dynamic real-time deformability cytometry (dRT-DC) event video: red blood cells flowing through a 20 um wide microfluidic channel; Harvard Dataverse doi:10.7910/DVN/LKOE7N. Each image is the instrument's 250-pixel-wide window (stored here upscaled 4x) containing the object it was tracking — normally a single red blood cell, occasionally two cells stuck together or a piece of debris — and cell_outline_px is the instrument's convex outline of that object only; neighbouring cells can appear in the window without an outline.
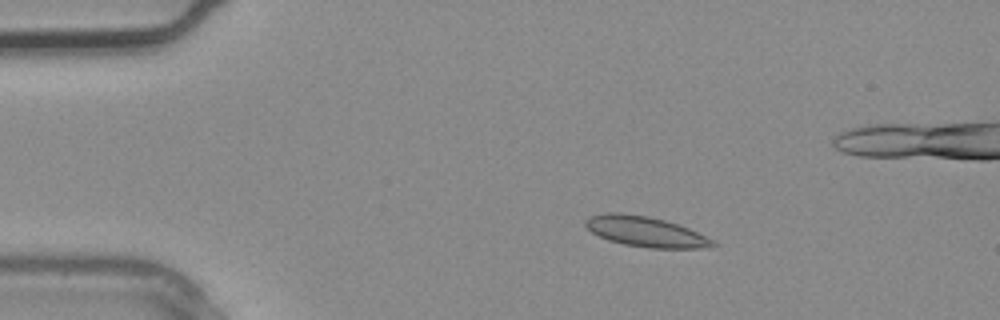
{"species": "common noctule bat (a hibernating species)", "species_latin": "Nyctalus noctula", "temperature_condition": "warm", "stored_images_in_passage": 4, "camera_frame_rate_fps": 3000, "um_per_image_px": 0.085, "animal": {"sex": "male", "body_mass_g": 20.4}, "frame": {"image": 1, "passage_image": 2, "time_ms": 0.333, "image_size_px": [1000, 320], "cell_outline_px": [[720, 244], [704, 248], [648, 248], [624, 244], [608, 240], [592, 232], [584, 224], [584, 220], [592, 216], [608, 212], [616, 212], [648, 216], [664, 220], [688, 228], [716, 240]], "centroid_in_image_um": [54.91, 19.7], "position_along_channel_um": 30.1, "area_um2": 22.43}}